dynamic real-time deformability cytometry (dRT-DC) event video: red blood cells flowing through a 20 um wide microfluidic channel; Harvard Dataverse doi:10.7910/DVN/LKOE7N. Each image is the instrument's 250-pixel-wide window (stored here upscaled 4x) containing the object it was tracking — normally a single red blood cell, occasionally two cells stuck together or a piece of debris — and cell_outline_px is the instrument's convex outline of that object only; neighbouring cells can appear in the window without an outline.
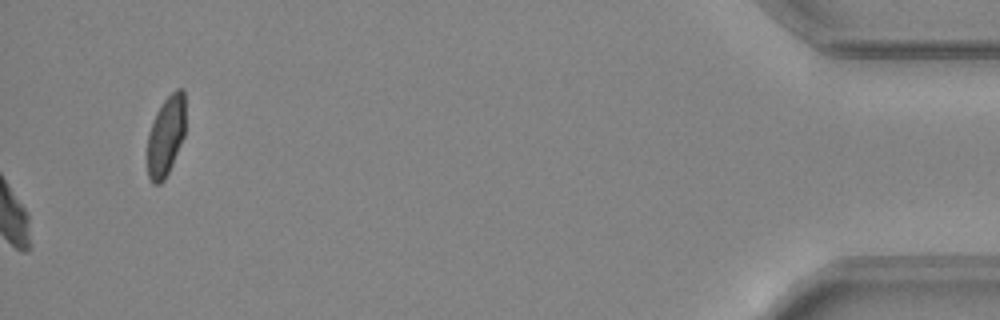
{"species": "common noctule bat (a hibernating species)", "species_latin": "Nyctalus noctula", "temperature_condition": "warm", "stored_images_in_passage": 33, "camera_frame_rate_fps": 3000, "um_per_image_px": 0.085, "animal": {"sex": "female", "body_mass_g": 24.6, "forearm_length_mm": 56.2}, "frame": {"image": 1, "passage_image": 33, "time_ms": 10.667, "image_size_px": [1000, 320], "cell_outline_px": [[184, 136], [172, 164], [164, 180], [160, 184], [152, 184], [148, 176], [148, 132], [156, 112], [164, 100], [176, 88], [184, 88]], "centroid_in_image_um": [14.09, 11.55], "position_along_channel_um": 421.1, "area_um2": 17.63}, "authors_computed_cell_mechanics": {"area_um2": 20.3456, "velocity_mm_per_s": 4.4067, "shape_relaxation_time_tau1_ms": 10.8545, "shape_relaxation_time_tau2_ms": 3.6747, "deformation_change_tau1": 0.2449, "deformation_change_tau2": 0.1154}}